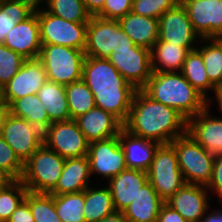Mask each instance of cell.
<instances>
[{
    "mask_svg": "<svg viewBox=\"0 0 222 222\" xmlns=\"http://www.w3.org/2000/svg\"><path fill=\"white\" fill-rule=\"evenodd\" d=\"M123 127L134 135L170 144L187 132V119L176 109L151 99L137 89Z\"/></svg>",
    "mask_w": 222,
    "mask_h": 222,
    "instance_id": "1",
    "label": "cell"
},
{
    "mask_svg": "<svg viewBox=\"0 0 222 222\" xmlns=\"http://www.w3.org/2000/svg\"><path fill=\"white\" fill-rule=\"evenodd\" d=\"M82 80L94 95L96 107L127 121L137 89L106 59L86 56Z\"/></svg>",
    "mask_w": 222,
    "mask_h": 222,
    "instance_id": "2",
    "label": "cell"
},
{
    "mask_svg": "<svg viewBox=\"0 0 222 222\" xmlns=\"http://www.w3.org/2000/svg\"><path fill=\"white\" fill-rule=\"evenodd\" d=\"M141 90L151 99L176 109L187 120L207 106V100L181 72H152Z\"/></svg>",
    "mask_w": 222,
    "mask_h": 222,
    "instance_id": "3",
    "label": "cell"
},
{
    "mask_svg": "<svg viewBox=\"0 0 222 222\" xmlns=\"http://www.w3.org/2000/svg\"><path fill=\"white\" fill-rule=\"evenodd\" d=\"M85 51L67 46L42 44L38 60L44 66L47 80L68 85L82 79Z\"/></svg>",
    "mask_w": 222,
    "mask_h": 222,
    "instance_id": "4",
    "label": "cell"
},
{
    "mask_svg": "<svg viewBox=\"0 0 222 222\" xmlns=\"http://www.w3.org/2000/svg\"><path fill=\"white\" fill-rule=\"evenodd\" d=\"M65 160L42 144L24 163L22 183L28 191L50 193L58 183Z\"/></svg>",
    "mask_w": 222,
    "mask_h": 222,
    "instance_id": "5",
    "label": "cell"
},
{
    "mask_svg": "<svg viewBox=\"0 0 222 222\" xmlns=\"http://www.w3.org/2000/svg\"><path fill=\"white\" fill-rule=\"evenodd\" d=\"M134 45L118 20L91 16L86 29L85 56L108 60L114 50L130 49Z\"/></svg>",
    "mask_w": 222,
    "mask_h": 222,
    "instance_id": "6",
    "label": "cell"
},
{
    "mask_svg": "<svg viewBox=\"0 0 222 222\" xmlns=\"http://www.w3.org/2000/svg\"><path fill=\"white\" fill-rule=\"evenodd\" d=\"M178 157V167L186 183L207 186L210 182L215 156L208 153L187 132L170 143Z\"/></svg>",
    "mask_w": 222,
    "mask_h": 222,
    "instance_id": "7",
    "label": "cell"
},
{
    "mask_svg": "<svg viewBox=\"0 0 222 222\" xmlns=\"http://www.w3.org/2000/svg\"><path fill=\"white\" fill-rule=\"evenodd\" d=\"M148 181L160 198L168 201L186 182L178 167V157L171 144H161L147 171Z\"/></svg>",
    "mask_w": 222,
    "mask_h": 222,
    "instance_id": "8",
    "label": "cell"
},
{
    "mask_svg": "<svg viewBox=\"0 0 222 222\" xmlns=\"http://www.w3.org/2000/svg\"><path fill=\"white\" fill-rule=\"evenodd\" d=\"M39 7L36 6L34 11L40 25L41 44L61 45L84 51L88 23L67 21Z\"/></svg>",
    "mask_w": 222,
    "mask_h": 222,
    "instance_id": "9",
    "label": "cell"
},
{
    "mask_svg": "<svg viewBox=\"0 0 222 222\" xmlns=\"http://www.w3.org/2000/svg\"><path fill=\"white\" fill-rule=\"evenodd\" d=\"M43 144L65 159L86 156L89 148L74 119L51 123L43 132Z\"/></svg>",
    "mask_w": 222,
    "mask_h": 222,
    "instance_id": "10",
    "label": "cell"
},
{
    "mask_svg": "<svg viewBox=\"0 0 222 222\" xmlns=\"http://www.w3.org/2000/svg\"><path fill=\"white\" fill-rule=\"evenodd\" d=\"M1 136L24 164L43 144V131L27 120L8 114Z\"/></svg>",
    "mask_w": 222,
    "mask_h": 222,
    "instance_id": "11",
    "label": "cell"
},
{
    "mask_svg": "<svg viewBox=\"0 0 222 222\" xmlns=\"http://www.w3.org/2000/svg\"><path fill=\"white\" fill-rule=\"evenodd\" d=\"M87 157L91 175L97 174L106 180L127 169L118 136L90 142Z\"/></svg>",
    "mask_w": 222,
    "mask_h": 222,
    "instance_id": "12",
    "label": "cell"
},
{
    "mask_svg": "<svg viewBox=\"0 0 222 222\" xmlns=\"http://www.w3.org/2000/svg\"><path fill=\"white\" fill-rule=\"evenodd\" d=\"M129 83L141 89L152 75L151 50L134 45L130 49L114 50L108 59Z\"/></svg>",
    "mask_w": 222,
    "mask_h": 222,
    "instance_id": "13",
    "label": "cell"
},
{
    "mask_svg": "<svg viewBox=\"0 0 222 222\" xmlns=\"http://www.w3.org/2000/svg\"><path fill=\"white\" fill-rule=\"evenodd\" d=\"M200 38H222V0H180Z\"/></svg>",
    "mask_w": 222,
    "mask_h": 222,
    "instance_id": "14",
    "label": "cell"
},
{
    "mask_svg": "<svg viewBox=\"0 0 222 222\" xmlns=\"http://www.w3.org/2000/svg\"><path fill=\"white\" fill-rule=\"evenodd\" d=\"M199 38L200 36L194 31L189 20L187 10L181 2L159 18L158 41L171 42L194 50L197 48L194 43Z\"/></svg>",
    "mask_w": 222,
    "mask_h": 222,
    "instance_id": "15",
    "label": "cell"
},
{
    "mask_svg": "<svg viewBox=\"0 0 222 222\" xmlns=\"http://www.w3.org/2000/svg\"><path fill=\"white\" fill-rule=\"evenodd\" d=\"M47 81L44 66L38 59H27L11 80L2 87L3 101L10 105L26 95L37 94Z\"/></svg>",
    "mask_w": 222,
    "mask_h": 222,
    "instance_id": "16",
    "label": "cell"
},
{
    "mask_svg": "<svg viewBox=\"0 0 222 222\" xmlns=\"http://www.w3.org/2000/svg\"><path fill=\"white\" fill-rule=\"evenodd\" d=\"M206 186L185 183L166 203L187 222H200L209 209Z\"/></svg>",
    "mask_w": 222,
    "mask_h": 222,
    "instance_id": "17",
    "label": "cell"
},
{
    "mask_svg": "<svg viewBox=\"0 0 222 222\" xmlns=\"http://www.w3.org/2000/svg\"><path fill=\"white\" fill-rule=\"evenodd\" d=\"M209 106L187 120V133L208 153L222 154V117L211 116Z\"/></svg>",
    "mask_w": 222,
    "mask_h": 222,
    "instance_id": "18",
    "label": "cell"
},
{
    "mask_svg": "<svg viewBox=\"0 0 222 222\" xmlns=\"http://www.w3.org/2000/svg\"><path fill=\"white\" fill-rule=\"evenodd\" d=\"M5 46L19 53L25 59H37L42 46L40 25L34 11L27 19L18 22L6 35Z\"/></svg>",
    "mask_w": 222,
    "mask_h": 222,
    "instance_id": "19",
    "label": "cell"
},
{
    "mask_svg": "<svg viewBox=\"0 0 222 222\" xmlns=\"http://www.w3.org/2000/svg\"><path fill=\"white\" fill-rule=\"evenodd\" d=\"M74 120L89 143L118 136L123 128V123L117 117L98 107Z\"/></svg>",
    "mask_w": 222,
    "mask_h": 222,
    "instance_id": "20",
    "label": "cell"
},
{
    "mask_svg": "<svg viewBox=\"0 0 222 222\" xmlns=\"http://www.w3.org/2000/svg\"><path fill=\"white\" fill-rule=\"evenodd\" d=\"M125 154L127 169H138L147 172L160 143L134 135L124 127L118 135Z\"/></svg>",
    "mask_w": 222,
    "mask_h": 222,
    "instance_id": "21",
    "label": "cell"
},
{
    "mask_svg": "<svg viewBox=\"0 0 222 222\" xmlns=\"http://www.w3.org/2000/svg\"><path fill=\"white\" fill-rule=\"evenodd\" d=\"M108 182L114 209L123 212L136 198L140 188L148 182V175L143 170L125 169Z\"/></svg>",
    "mask_w": 222,
    "mask_h": 222,
    "instance_id": "22",
    "label": "cell"
},
{
    "mask_svg": "<svg viewBox=\"0 0 222 222\" xmlns=\"http://www.w3.org/2000/svg\"><path fill=\"white\" fill-rule=\"evenodd\" d=\"M89 159L86 156L67 158L52 195H62L84 191L89 187L91 177Z\"/></svg>",
    "mask_w": 222,
    "mask_h": 222,
    "instance_id": "23",
    "label": "cell"
},
{
    "mask_svg": "<svg viewBox=\"0 0 222 222\" xmlns=\"http://www.w3.org/2000/svg\"><path fill=\"white\" fill-rule=\"evenodd\" d=\"M123 31L135 45L151 50L159 38V19L129 12L119 20Z\"/></svg>",
    "mask_w": 222,
    "mask_h": 222,
    "instance_id": "24",
    "label": "cell"
},
{
    "mask_svg": "<svg viewBox=\"0 0 222 222\" xmlns=\"http://www.w3.org/2000/svg\"><path fill=\"white\" fill-rule=\"evenodd\" d=\"M163 203L148 181L140 188L138 195L125 208L123 214L129 222H157Z\"/></svg>",
    "mask_w": 222,
    "mask_h": 222,
    "instance_id": "25",
    "label": "cell"
},
{
    "mask_svg": "<svg viewBox=\"0 0 222 222\" xmlns=\"http://www.w3.org/2000/svg\"><path fill=\"white\" fill-rule=\"evenodd\" d=\"M189 51L187 47L157 41L151 49L152 72H181Z\"/></svg>",
    "mask_w": 222,
    "mask_h": 222,
    "instance_id": "26",
    "label": "cell"
},
{
    "mask_svg": "<svg viewBox=\"0 0 222 222\" xmlns=\"http://www.w3.org/2000/svg\"><path fill=\"white\" fill-rule=\"evenodd\" d=\"M181 74L207 100L209 106L213 99L208 92L214 91L215 85L208 78L202 54L197 48L188 52Z\"/></svg>",
    "mask_w": 222,
    "mask_h": 222,
    "instance_id": "27",
    "label": "cell"
},
{
    "mask_svg": "<svg viewBox=\"0 0 222 222\" xmlns=\"http://www.w3.org/2000/svg\"><path fill=\"white\" fill-rule=\"evenodd\" d=\"M37 95L46 109L51 123L70 120L65 85L47 80Z\"/></svg>",
    "mask_w": 222,
    "mask_h": 222,
    "instance_id": "28",
    "label": "cell"
},
{
    "mask_svg": "<svg viewBox=\"0 0 222 222\" xmlns=\"http://www.w3.org/2000/svg\"><path fill=\"white\" fill-rule=\"evenodd\" d=\"M9 112L17 117L27 120L43 132L51 124L46 109L37 94L26 95L14 100L9 105Z\"/></svg>",
    "mask_w": 222,
    "mask_h": 222,
    "instance_id": "29",
    "label": "cell"
},
{
    "mask_svg": "<svg viewBox=\"0 0 222 222\" xmlns=\"http://www.w3.org/2000/svg\"><path fill=\"white\" fill-rule=\"evenodd\" d=\"M116 210L113 206L112 195L109 188L105 187L85 189L84 218L86 222H99L104 217L111 215Z\"/></svg>",
    "mask_w": 222,
    "mask_h": 222,
    "instance_id": "30",
    "label": "cell"
},
{
    "mask_svg": "<svg viewBox=\"0 0 222 222\" xmlns=\"http://www.w3.org/2000/svg\"><path fill=\"white\" fill-rule=\"evenodd\" d=\"M35 7L29 0H0V43L5 41L8 32L18 22L34 12Z\"/></svg>",
    "mask_w": 222,
    "mask_h": 222,
    "instance_id": "31",
    "label": "cell"
},
{
    "mask_svg": "<svg viewBox=\"0 0 222 222\" xmlns=\"http://www.w3.org/2000/svg\"><path fill=\"white\" fill-rule=\"evenodd\" d=\"M70 119H76L96 107L94 95L81 79L65 86Z\"/></svg>",
    "mask_w": 222,
    "mask_h": 222,
    "instance_id": "32",
    "label": "cell"
},
{
    "mask_svg": "<svg viewBox=\"0 0 222 222\" xmlns=\"http://www.w3.org/2000/svg\"><path fill=\"white\" fill-rule=\"evenodd\" d=\"M200 41L207 43L197 49L202 54L208 78L215 86L220 85L222 84V38H200Z\"/></svg>",
    "mask_w": 222,
    "mask_h": 222,
    "instance_id": "33",
    "label": "cell"
},
{
    "mask_svg": "<svg viewBox=\"0 0 222 222\" xmlns=\"http://www.w3.org/2000/svg\"><path fill=\"white\" fill-rule=\"evenodd\" d=\"M54 204L62 222H86L84 218L85 190L54 195Z\"/></svg>",
    "mask_w": 222,
    "mask_h": 222,
    "instance_id": "34",
    "label": "cell"
},
{
    "mask_svg": "<svg viewBox=\"0 0 222 222\" xmlns=\"http://www.w3.org/2000/svg\"><path fill=\"white\" fill-rule=\"evenodd\" d=\"M46 11L74 23H88L91 14L83 0H45Z\"/></svg>",
    "mask_w": 222,
    "mask_h": 222,
    "instance_id": "35",
    "label": "cell"
},
{
    "mask_svg": "<svg viewBox=\"0 0 222 222\" xmlns=\"http://www.w3.org/2000/svg\"><path fill=\"white\" fill-rule=\"evenodd\" d=\"M28 193L21 180H12L0 190V221L7 222Z\"/></svg>",
    "mask_w": 222,
    "mask_h": 222,
    "instance_id": "36",
    "label": "cell"
},
{
    "mask_svg": "<svg viewBox=\"0 0 222 222\" xmlns=\"http://www.w3.org/2000/svg\"><path fill=\"white\" fill-rule=\"evenodd\" d=\"M28 205L35 222H62L55 209L54 195L28 191Z\"/></svg>",
    "mask_w": 222,
    "mask_h": 222,
    "instance_id": "37",
    "label": "cell"
},
{
    "mask_svg": "<svg viewBox=\"0 0 222 222\" xmlns=\"http://www.w3.org/2000/svg\"><path fill=\"white\" fill-rule=\"evenodd\" d=\"M25 59L19 53L0 43V86L3 87L22 67Z\"/></svg>",
    "mask_w": 222,
    "mask_h": 222,
    "instance_id": "38",
    "label": "cell"
},
{
    "mask_svg": "<svg viewBox=\"0 0 222 222\" xmlns=\"http://www.w3.org/2000/svg\"><path fill=\"white\" fill-rule=\"evenodd\" d=\"M0 170L12 180H21L24 164L0 134Z\"/></svg>",
    "mask_w": 222,
    "mask_h": 222,
    "instance_id": "39",
    "label": "cell"
},
{
    "mask_svg": "<svg viewBox=\"0 0 222 222\" xmlns=\"http://www.w3.org/2000/svg\"><path fill=\"white\" fill-rule=\"evenodd\" d=\"M180 0H133L132 12L159 19L166 11L173 9Z\"/></svg>",
    "mask_w": 222,
    "mask_h": 222,
    "instance_id": "40",
    "label": "cell"
},
{
    "mask_svg": "<svg viewBox=\"0 0 222 222\" xmlns=\"http://www.w3.org/2000/svg\"><path fill=\"white\" fill-rule=\"evenodd\" d=\"M133 0H105L102 10L96 15L103 19L119 20L132 11Z\"/></svg>",
    "mask_w": 222,
    "mask_h": 222,
    "instance_id": "41",
    "label": "cell"
},
{
    "mask_svg": "<svg viewBox=\"0 0 222 222\" xmlns=\"http://www.w3.org/2000/svg\"><path fill=\"white\" fill-rule=\"evenodd\" d=\"M206 188L208 191L211 189L210 191L216 192L219 201H222V154L215 156L211 179Z\"/></svg>",
    "mask_w": 222,
    "mask_h": 222,
    "instance_id": "42",
    "label": "cell"
},
{
    "mask_svg": "<svg viewBox=\"0 0 222 222\" xmlns=\"http://www.w3.org/2000/svg\"><path fill=\"white\" fill-rule=\"evenodd\" d=\"M7 222H35L28 205V193L17 209L11 214Z\"/></svg>",
    "mask_w": 222,
    "mask_h": 222,
    "instance_id": "43",
    "label": "cell"
},
{
    "mask_svg": "<svg viewBox=\"0 0 222 222\" xmlns=\"http://www.w3.org/2000/svg\"><path fill=\"white\" fill-rule=\"evenodd\" d=\"M157 222H187L175 209L166 202L160 208Z\"/></svg>",
    "mask_w": 222,
    "mask_h": 222,
    "instance_id": "44",
    "label": "cell"
},
{
    "mask_svg": "<svg viewBox=\"0 0 222 222\" xmlns=\"http://www.w3.org/2000/svg\"><path fill=\"white\" fill-rule=\"evenodd\" d=\"M91 16H96L103 8L105 0H83Z\"/></svg>",
    "mask_w": 222,
    "mask_h": 222,
    "instance_id": "45",
    "label": "cell"
},
{
    "mask_svg": "<svg viewBox=\"0 0 222 222\" xmlns=\"http://www.w3.org/2000/svg\"><path fill=\"white\" fill-rule=\"evenodd\" d=\"M99 222H129L123 212L115 211L111 215L104 217Z\"/></svg>",
    "mask_w": 222,
    "mask_h": 222,
    "instance_id": "46",
    "label": "cell"
},
{
    "mask_svg": "<svg viewBox=\"0 0 222 222\" xmlns=\"http://www.w3.org/2000/svg\"><path fill=\"white\" fill-rule=\"evenodd\" d=\"M200 222H222V209L206 213Z\"/></svg>",
    "mask_w": 222,
    "mask_h": 222,
    "instance_id": "47",
    "label": "cell"
},
{
    "mask_svg": "<svg viewBox=\"0 0 222 222\" xmlns=\"http://www.w3.org/2000/svg\"><path fill=\"white\" fill-rule=\"evenodd\" d=\"M9 113V105L5 101H3L0 104V134Z\"/></svg>",
    "mask_w": 222,
    "mask_h": 222,
    "instance_id": "48",
    "label": "cell"
},
{
    "mask_svg": "<svg viewBox=\"0 0 222 222\" xmlns=\"http://www.w3.org/2000/svg\"><path fill=\"white\" fill-rule=\"evenodd\" d=\"M214 93H215V97L214 98L217 101V104L219 106L220 112L222 114V84L215 86Z\"/></svg>",
    "mask_w": 222,
    "mask_h": 222,
    "instance_id": "49",
    "label": "cell"
},
{
    "mask_svg": "<svg viewBox=\"0 0 222 222\" xmlns=\"http://www.w3.org/2000/svg\"><path fill=\"white\" fill-rule=\"evenodd\" d=\"M12 179L0 170V190L3 189Z\"/></svg>",
    "mask_w": 222,
    "mask_h": 222,
    "instance_id": "50",
    "label": "cell"
},
{
    "mask_svg": "<svg viewBox=\"0 0 222 222\" xmlns=\"http://www.w3.org/2000/svg\"><path fill=\"white\" fill-rule=\"evenodd\" d=\"M29 1H31L35 6H39L40 4H45L44 2L45 0H29Z\"/></svg>",
    "mask_w": 222,
    "mask_h": 222,
    "instance_id": "51",
    "label": "cell"
},
{
    "mask_svg": "<svg viewBox=\"0 0 222 222\" xmlns=\"http://www.w3.org/2000/svg\"><path fill=\"white\" fill-rule=\"evenodd\" d=\"M3 102V90L2 87L0 86V104Z\"/></svg>",
    "mask_w": 222,
    "mask_h": 222,
    "instance_id": "52",
    "label": "cell"
}]
</instances>
